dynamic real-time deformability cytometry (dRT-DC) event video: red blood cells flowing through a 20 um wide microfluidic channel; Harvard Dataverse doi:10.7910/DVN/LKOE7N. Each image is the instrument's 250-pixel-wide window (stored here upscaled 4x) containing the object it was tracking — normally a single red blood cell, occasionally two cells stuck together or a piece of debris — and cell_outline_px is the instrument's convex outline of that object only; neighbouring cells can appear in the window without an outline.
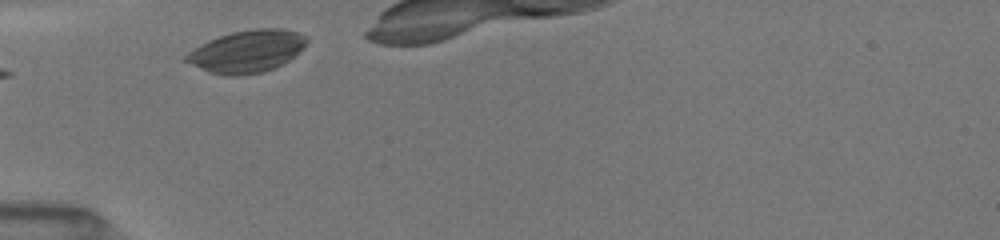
{"species": "common noctule bat (a hibernating species)", "species_latin": "Nyctalus noctula", "temperature_condition": "room temperature", "stored_images_in_passage": 22, "camera_frame_rate_fps": 3000, "um_per_image_px": 0.085, "animal": {"sex": "female", "body_mass_g": 19.5, "forearm_length_mm": 54.1}, "frame": {"image": 1, "passage_image": 1, "time_ms": 0.0, "image_size_px": [1000, 240], "cell_outline_px": [[308, 40], [284, 64], [264, 72], [240, 76], [228, 76], [208, 72], [184, 60], [184, 56], [188, 52], [200, 44], [208, 40], [232, 32], [256, 28], [280, 28], [296, 32], [308, 36]], "centroid_in_image_um": [20.96, 4.37], "position_along_channel_um": 64.0, "area_um2": 29.54}}